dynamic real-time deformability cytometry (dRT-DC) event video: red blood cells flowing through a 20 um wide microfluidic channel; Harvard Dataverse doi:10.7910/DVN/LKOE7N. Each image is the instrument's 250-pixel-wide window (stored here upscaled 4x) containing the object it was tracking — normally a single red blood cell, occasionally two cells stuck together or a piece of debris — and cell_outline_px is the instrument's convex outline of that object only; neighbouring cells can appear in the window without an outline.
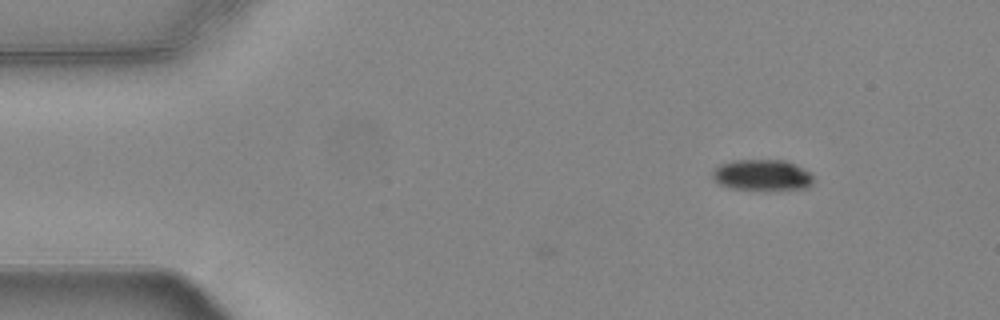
{"species": "common noctule bat (a hibernating species)", "species_latin": "Nyctalus noctula", "temperature_condition": "warm", "stored_images_in_passage": 7, "camera_frame_rate_fps": 3000, "um_per_image_px": 0.085, "animal": {"sex": "female", "body_mass_g": 24.6, "forearm_length_mm": 56.2}, "frame": {"image": 1, "passage_image": 7, "time_ms": 2.0, "image_size_px": [1000, 320], "cell_outline_px": [[812, 184], [808, 188], [732, 188], [720, 184], [712, 180], [712, 172], [720, 164], [732, 160], [788, 160], [804, 168], [812, 176]], "centroid_in_image_um": [64.76, 14.84], "position_along_channel_um": 20.2, "area_um2": 17.86}}